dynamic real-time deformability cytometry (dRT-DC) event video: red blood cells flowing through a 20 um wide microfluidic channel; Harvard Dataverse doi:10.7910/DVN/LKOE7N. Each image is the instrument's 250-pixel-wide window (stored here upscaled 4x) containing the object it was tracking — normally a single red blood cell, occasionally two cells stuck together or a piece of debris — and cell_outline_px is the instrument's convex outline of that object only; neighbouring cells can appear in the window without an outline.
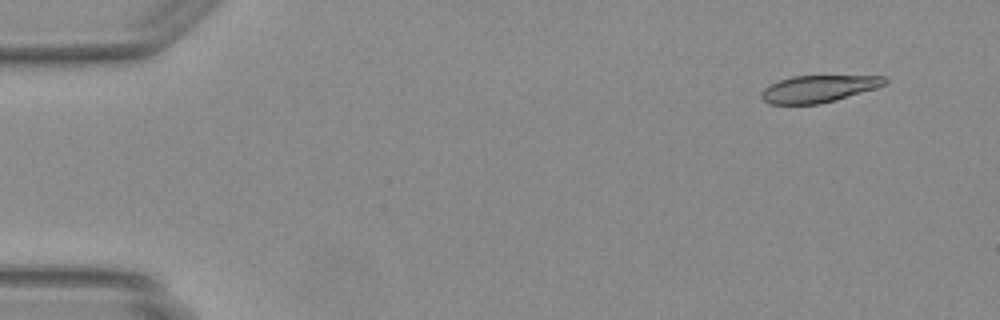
{"species": "Egyptian fruit bat (a non-hibernating species)", "species_latin": "Rousettus aegyptiacus", "temperature_condition": "warm", "stored_images_in_passage": 32, "camera_frame_rate_fps": 3000, "um_per_image_px": 0.085, "animal": {"sex": "female"}, "frame": {"image": 1, "passage_image": 4, "time_ms": 1.0, "image_size_px": [1000, 320], "cell_outline_px": [[888, 80], [884, 84], [876, 88], [820, 104], [768, 104], [760, 96], [760, 92], [764, 88], [780, 80], [792, 76], [884, 76]], "centroid_in_image_um": [69.54, 7.55], "position_along_channel_um": 15.5, "area_um2": 19.19}}
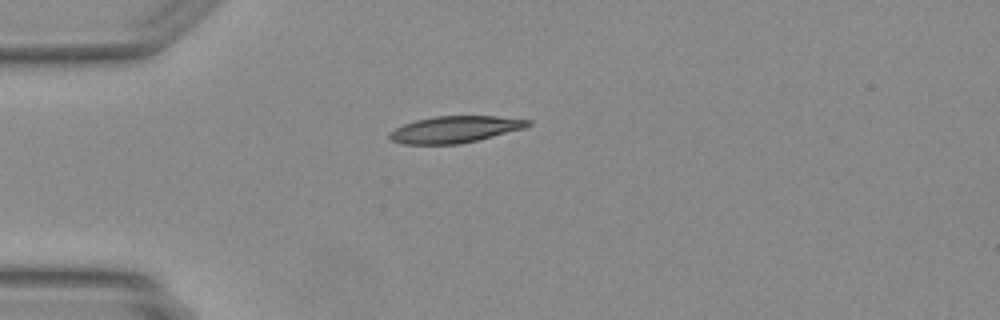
{"frame": {"image": 2, "passage_image": 13, "time_ms": 4.0, "image_size_px": [1000, 320], "cell_outline_px": [[532, 124], [524, 128], [460, 144], [404, 144], [392, 140], [388, 136], [388, 132], [404, 124], [416, 120], [436, 116], [496, 116], [532, 120]], "centroid_in_image_um": [38.66, 10.99], "position_along_channel_um": 46.3, "area_um2": 21.33}}
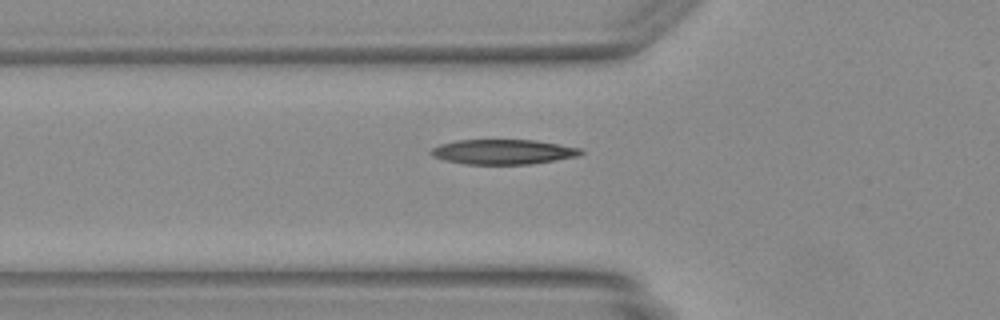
{"frame": {"image": 3, "passage_image": 17, "time_ms": 5.333, "image_size_px": [1000, 320], "cell_outline_px": [[584, 152], [576, 156], [532, 164], [464, 164], [444, 160], [432, 156], [428, 152], [432, 148], [440, 144], [456, 140], [536, 140], [580, 148]], "centroid_in_image_um": [42.71, 12.9], "position_along_channel_um": 83.1, "area_um2": 21.68}}